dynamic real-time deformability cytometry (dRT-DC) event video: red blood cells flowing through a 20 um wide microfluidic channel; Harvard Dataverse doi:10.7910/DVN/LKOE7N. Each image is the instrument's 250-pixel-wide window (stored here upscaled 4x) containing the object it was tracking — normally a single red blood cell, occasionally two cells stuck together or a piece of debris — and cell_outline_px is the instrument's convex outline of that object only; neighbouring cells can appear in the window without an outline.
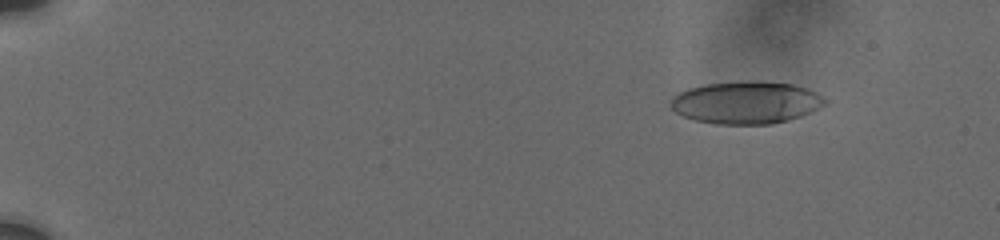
{"species": "human", "species_latin": "Homo sapiens", "temperature_condition": "cold", "stored_images_in_passage": 43, "camera_frame_rate_fps": 3000, "um_per_image_px": 0.085, "donor": {"sex": "male"}, "frame": {"image": 1, "passage_image": 12, "time_ms": 2.333, "image_size_px": [1000, 240], "cell_outline_px": [[828, 100], [824, 104], [800, 116], [788, 120], [772, 124], [716, 124], [696, 120], [684, 116], [676, 112], [668, 104], [668, 100], [672, 96], [688, 88], [704, 84], [740, 80], [752, 80], [792, 84], [808, 88], [816, 92]], "centroid_in_image_um": [63.37, 8.69], "position_along_channel_um": 21.6, "area_um2": 38.38}}
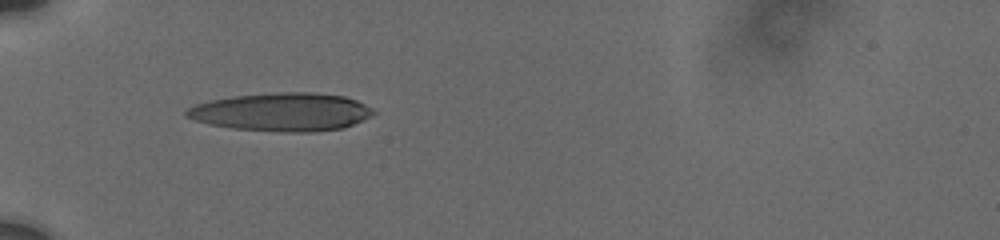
{"frame": {"image": 2, "passage_image": 35, "time_ms": 6.667, "image_size_px": [1000, 240], "cell_outline_px": [[376, 112], [344, 128], [312, 132], [280, 132], [232, 128], [208, 124], [184, 116], [184, 112], [188, 108], [196, 104], [208, 100], [232, 96], [276, 92], [316, 92], [344, 96], [356, 100], [372, 108]], "centroid_in_image_um": [23.91, 9.51], "position_along_channel_um": 61.1, "area_um2": 41.73}}
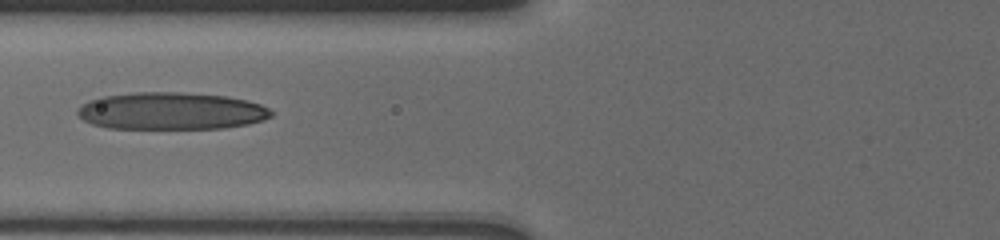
{"frame": {"image": 3, "passage_image": 42, "time_ms": 8.333, "image_size_px": [1000, 240], "cell_outline_px": [[272, 116], [264, 120], [248, 124], [224, 128], [108, 128], [92, 124], [84, 120], [76, 112], [84, 104], [92, 100], [104, 96], [136, 92], [180, 92], [224, 96], [248, 100], [260, 104], [268, 108], [272, 112]], "centroid_in_image_um": [14.59, 9.44], "position_along_channel_um": 111.2, "area_um2": 41.73}}